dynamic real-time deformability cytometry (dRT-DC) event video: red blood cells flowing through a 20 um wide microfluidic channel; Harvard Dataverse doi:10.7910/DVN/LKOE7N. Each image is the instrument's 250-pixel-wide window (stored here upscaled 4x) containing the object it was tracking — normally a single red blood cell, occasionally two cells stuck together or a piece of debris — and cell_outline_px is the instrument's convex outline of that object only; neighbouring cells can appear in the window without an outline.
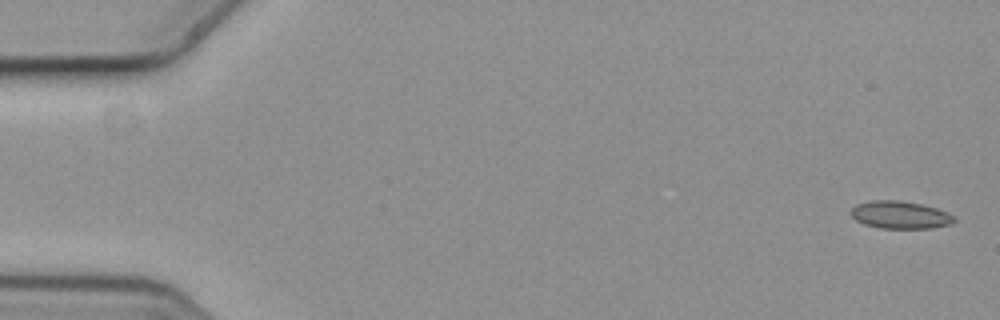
{"species": "common noctule bat (a hibernating species)", "species_latin": "Nyctalus noctula", "temperature_condition": "cold", "stored_images_in_passage": 5, "camera_frame_rate_fps": 3000, "um_per_image_px": 0.085, "animal": {"sex": "female", "body_mass_g": 19.3, "forearm_length_mm": 54.1}, "frame": {"image": 1, "passage_image": 1, "time_ms": 0.0, "image_size_px": [1000, 320], "cell_outline_px": [[956, 220], [952, 224], [932, 228], [880, 228], [864, 224], [856, 220], [848, 212], [856, 204], [872, 200], [900, 200], [920, 204], [936, 208], [948, 212]], "centroid_in_image_um": [76.49, 18.26], "position_along_channel_um": 8.5, "area_um2": 16.65}}
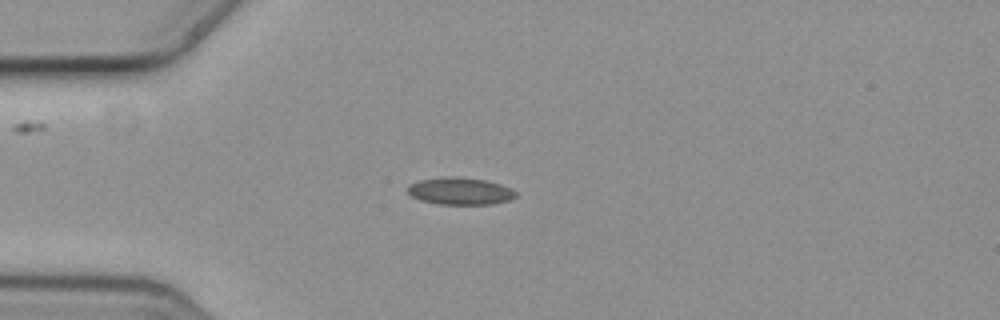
{"frame": {"image": 2, "passage_image": 5, "time_ms": 1.333, "image_size_px": [1000, 320], "cell_outline_px": [[516, 196], [512, 200], [492, 204], [436, 204], [420, 200], [412, 196], [408, 192], [408, 184], [420, 180], [484, 180], [500, 184], [516, 192]], "centroid_in_image_um": [39.14, 16.32], "position_along_channel_um": 45.9, "area_um2": 16.07}}